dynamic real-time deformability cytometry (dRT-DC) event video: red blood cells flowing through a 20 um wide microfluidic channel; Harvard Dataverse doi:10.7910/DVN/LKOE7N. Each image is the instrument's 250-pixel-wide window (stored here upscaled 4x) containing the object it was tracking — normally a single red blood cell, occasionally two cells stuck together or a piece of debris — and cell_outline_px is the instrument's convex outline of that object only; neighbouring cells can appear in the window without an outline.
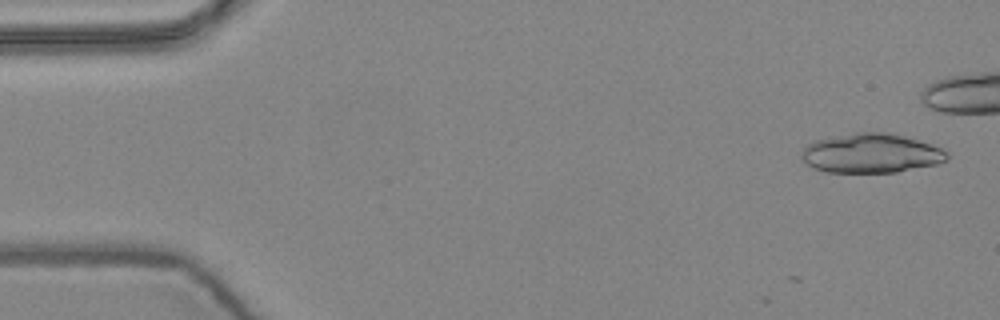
{"species": "common noctule bat (a hibernating species)", "species_latin": "Nyctalus noctula", "temperature_condition": "warm", "stored_images_in_passage": 5, "camera_frame_rate_fps": 3000, "um_per_image_px": 0.085, "animal": {"sex": "female", "body_mass_g": 24.6, "forearm_length_mm": 56.2}, "frame": {"image": 1, "passage_image": 1, "time_ms": 0.0, "image_size_px": [1000, 320], "cell_outline_px": [[948, 160], [936, 164], [896, 172], [824, 172], [812, 168], [800, 156], [800, 152], [808, 144], [816, 140], [856, 132], [884, 132], [916, 140], [940, 148], [948, 152]], "centroid_in_image_um": [74.01, 13.04], "position_along_channel_um": 11.0, "area_um2": 33.0}}